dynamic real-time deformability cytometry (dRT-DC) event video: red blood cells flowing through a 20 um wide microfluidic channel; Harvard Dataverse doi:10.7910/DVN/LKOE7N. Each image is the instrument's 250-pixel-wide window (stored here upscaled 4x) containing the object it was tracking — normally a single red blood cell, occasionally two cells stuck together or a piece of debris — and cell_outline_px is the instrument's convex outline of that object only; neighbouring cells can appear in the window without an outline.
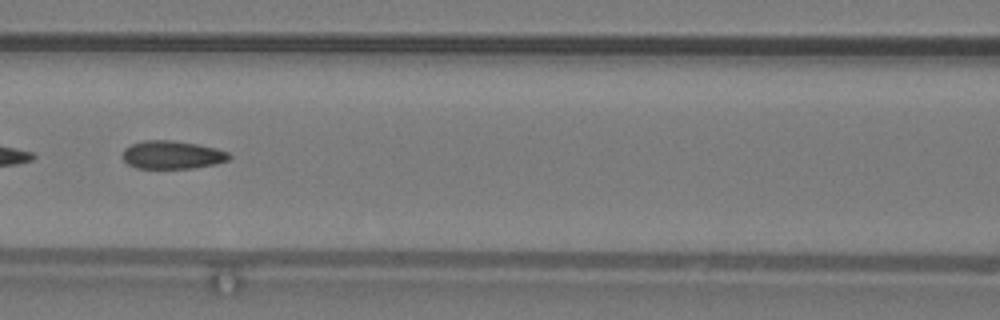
{"species": "common noctule bat (a hibernating species)", "species_latin": "Nyctalus noctula", "temperature_condition": "warm", "stored_images_in_passage": 43, "camera_frame_rate_fps": 3000, "um_per_image_px": 0.085, "animal": {"sex": "male", "body_mass_g": 19.2, "forearm_length_mm": 51.8}, "frame": {"image": 1, "passage_image": 15, "time_ms": 4.667, "image_size_px": [1000, 320], "cell_outline_px": [[232, 156], [228, 160], [216, 164], [192, 168], [136, 168], [128, 164], [120, 156], [124, 148], [132, 144], [144, 140], [172, 140], [196, 144], [216, 148], [228, 152]], "centroid_in_image_um": [14.61, 13.16], "position_along_channel_um": 152.0, "area_um2": 17.57}}
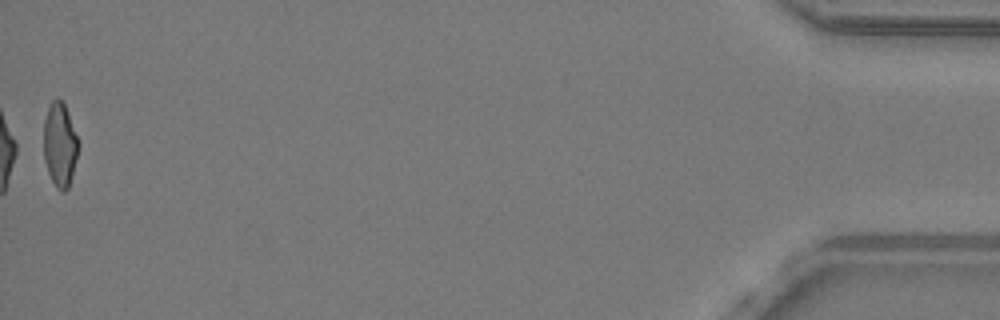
{"frame": {"image": 2, "passage_image": 43, "time_ms": 14.0, "image_size_px": [1000, 320], "cell_outline_px": [[80, 144], [72, 176], [68, 188], [64, 192], [60, 192], [56, 188], [48, 172], [44, 160], [44, 120], [48, 108], [52, 100], [64, 100]], "centroid_in_image_um": [5.1, 12.3], "position_along_channel_um": 430.1, "area_um2": 17.17}, "authors_computed_cell_mechanics": {"area_um2": 18.0914, "velocity_mm_per_s": 4.0323, "shape_relaxation_time_tau1_ms": 10.9425, "shape_relaxation_time_tau2_ms": 1.8539, "deformation_change_tau1": 0.2446, "deformation_change_tau2": 0.086}}